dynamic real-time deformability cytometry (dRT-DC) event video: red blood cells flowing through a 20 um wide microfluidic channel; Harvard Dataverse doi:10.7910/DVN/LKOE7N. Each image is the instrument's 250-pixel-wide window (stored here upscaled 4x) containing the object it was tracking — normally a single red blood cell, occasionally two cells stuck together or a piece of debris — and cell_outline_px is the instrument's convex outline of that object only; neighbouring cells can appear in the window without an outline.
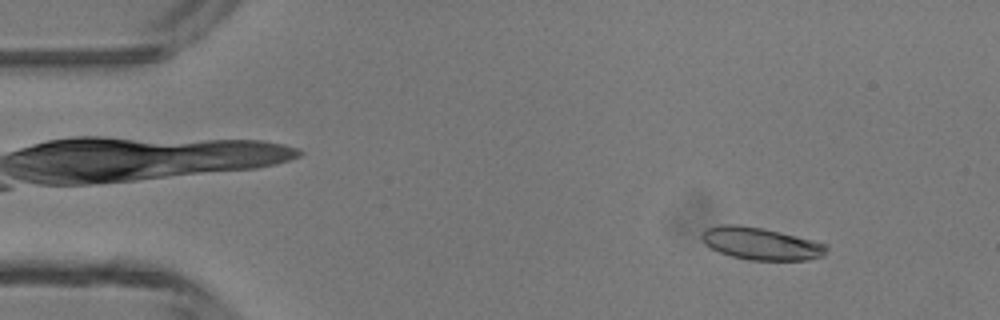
{"species": "common noctule bat (a hibernating species)", "species_latin": "Nyctalus noctula", "temperature_condition": "room temperature", "stored_images_in_passage": 13, "camera_frame_rate_fps": 3000, "um_per_image_px": 0.085, "animal": {"sex": "male", "body_mass_g": 13.3}, "frame": {"image": 1, "passage_image": 5, "time_ms": 1.333, "image_size_px": [1000, 320], "cell_outline_px": [[828, 248], [824, 256], [808, 260], [748, 260], [732, 256], [720, 252], [712, 248], [700, 236], [708, 228], [720, 224], [740, 224], [764, 228], [828, 244]], "centroid_in_image_um": [64.73, 20.7], "position_along_channel_um": 20.3, "area_um2": 23.41}}